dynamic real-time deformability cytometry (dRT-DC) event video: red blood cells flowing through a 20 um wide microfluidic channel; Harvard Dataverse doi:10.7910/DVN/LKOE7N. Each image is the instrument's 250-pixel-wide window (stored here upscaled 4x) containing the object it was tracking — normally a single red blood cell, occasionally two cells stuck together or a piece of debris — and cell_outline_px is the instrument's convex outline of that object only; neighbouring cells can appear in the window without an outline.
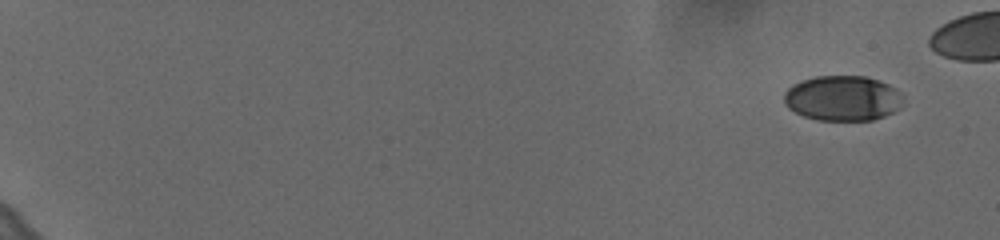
{"species": "human", "species_latin": "Homo sapiens", "temperature_condition": "cold", "stored_images_in_passage": 55, "camera_frame_rate_fps": 3000, "um_per_image_px": 0.085, "donor": {"sex": "female"}, "frame": {"image": 1, "passage_image": 1, "time_ms": 0.0, "image_size_px": [1000, 240], "cell_outline_px": [[900, 108], [884, 116], [872, 120], [816, 120], [804, 116], [788, 108], [784, 104], [784, 92], [792, 84], [800, 80], [816, 76], [864, 76], [888, 84], [896, 88], [900, 100]], "centroid_in_image_um": [71.56, 8.35], "position_along_channel_um": 13.4, "area_um2": 31.21}}
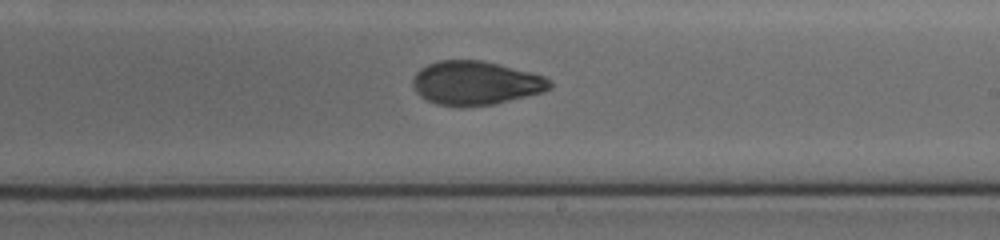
{"frame": {"image": 2, "passage_image": 37, "time_ms": 12.0, "image_size_px": [1000, 240], "cell_outline_px": [[552, 88], [544, 92], [496, 104], [460, 108], [436, 104], [420, 96], [416, 92], [412, 84], [412, 80], [416, 72], [420, 68], [428, 64], [440, 60], [480, 60], [544, 76], [552, 80]], "centroid_in_image_um": [40.42, 7.08], "position_along_channel_um": 248.6, "area_um2": 35.26}}
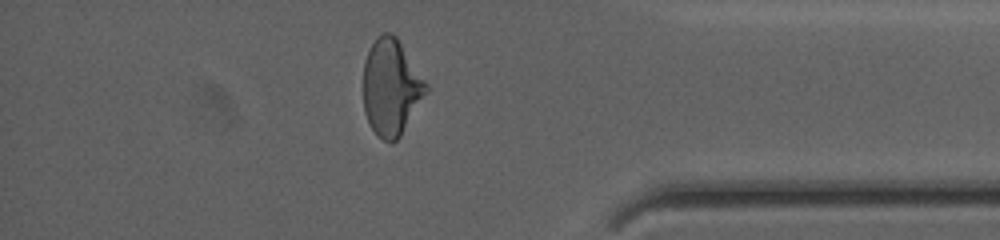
{"frame": {"image": 3, "passage_image": 51, "time_ms": 16.667, "image_size_px": [1000, 240], "cell_outline_px": [[428, 92], [400, 136], [392, 144], [376, 136], [368, 124], [364, 112], [364, 60], [372, 44], [384, 32], [392, 32], [396, 36], [428, 84]], "centroid_in_image_um": [33.25, 7.46], "position_along_channel_um": 402.0, "area_um2": 35.26}}